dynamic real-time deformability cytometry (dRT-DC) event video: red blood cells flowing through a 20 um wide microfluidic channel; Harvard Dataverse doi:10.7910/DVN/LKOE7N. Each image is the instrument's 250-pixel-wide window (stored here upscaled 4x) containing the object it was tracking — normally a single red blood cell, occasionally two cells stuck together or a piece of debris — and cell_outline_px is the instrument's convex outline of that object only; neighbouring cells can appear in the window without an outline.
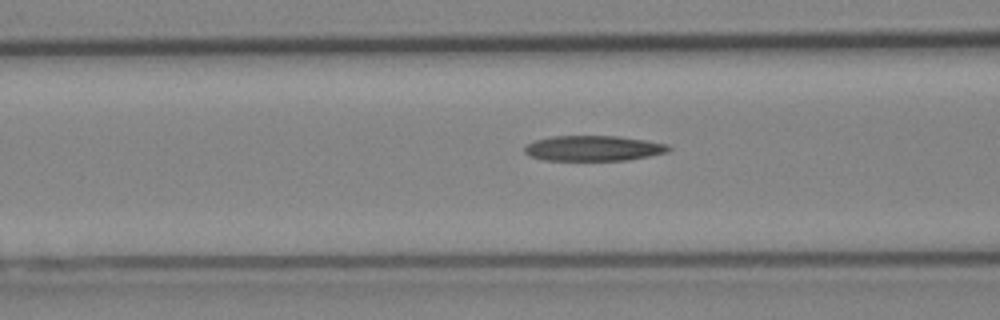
{"species": "Egyptian fruit bat (a non-hibernating species)", "species_latin": "Rousettus aegyptiacus", "temperature_condition": "cold", "stored_images_in_passage": 32, "camera_frame_rate_fps": 3000, "um_per_image_px": 0.085, "animal": {"sex": "female"}, "frame": {"image": 1, "passage_image": 12, "time_ms": 3.667, "image_size_px": [1000, 320], "cell_outline_px": [[672, 148], [668, 152], [628, 160], [544, 160], [532, 156], [524, 152], [524, 148], [528, 144], [536, 140], [552, 136], [620, 136], [668, 144]], "centroid_in_image_um": [50.47, 12.6], "position_along_channel_um": 116.1, "area_um2": 21.15}}
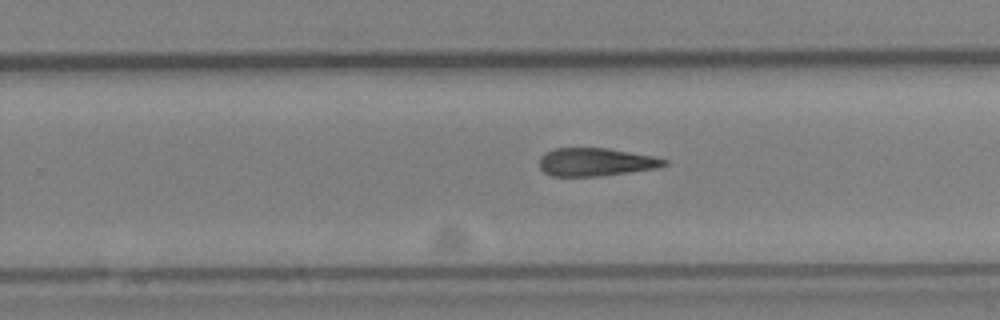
{"frame": {"image": 2, "passage_image": 24, "time_ms": 7.667, "image_size_px": [1000, 320], "cell_outline_px": [[668, 164], [660, 168], [600, 176], [552, 176], [544, 172], [540, 168], [540, 156], [544, 152], [556, 148], [608, 148], [652, 156], [668, 160]], "centroid_in_image_um": [50.65, 13.77], "position_along_channel_um": 279.2, "area_um2": 20.52}}
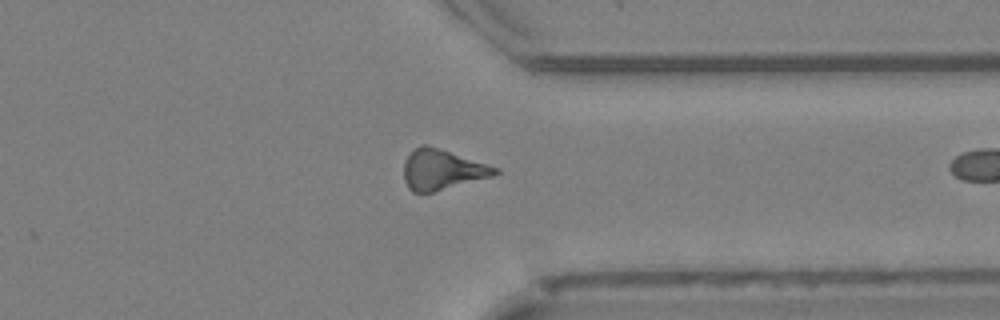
{"frame": {"image": 3, "passage_image": 31, "time_ms": 10.0, "image_size_px": [1000, 320], "cell_outline_px": [[500, 172], [492, 176], [432, 192], [412, 192], [408, 188], [404, 180], [404, 160], [420, 144], [428, 144], [500, 168]], "centroid_in_image_um": [37.57, 14.4], "position_along_channel_um": 373.8, "area_um2": 21.33}}